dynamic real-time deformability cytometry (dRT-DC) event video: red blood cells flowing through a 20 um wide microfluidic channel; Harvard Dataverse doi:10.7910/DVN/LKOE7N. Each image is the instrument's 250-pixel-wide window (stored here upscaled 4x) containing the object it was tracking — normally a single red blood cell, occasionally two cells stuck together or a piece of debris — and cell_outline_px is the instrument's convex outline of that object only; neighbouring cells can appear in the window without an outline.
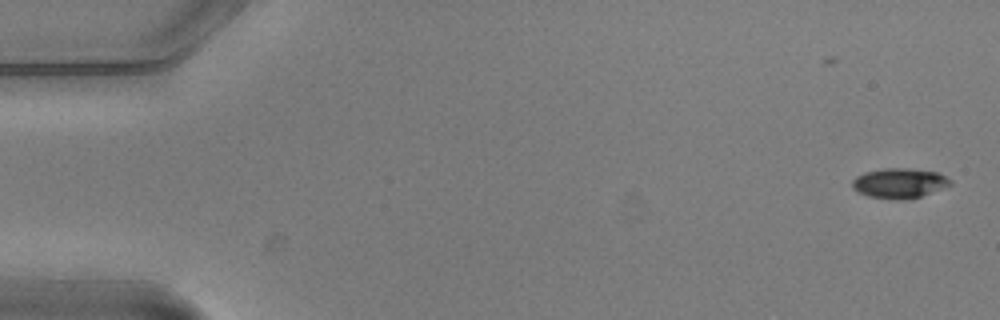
{"species": "common noctule bat (a hibernating species)", "species_latin": "Nyctalus noctula", "temperature_condition": "warm", "stored_images_in_passage": 7, "camera_frame_rate_fps": 3000, "um_per_image_px": 0.085, "animal": {"sex": "male", "body_mass_g": 20.5, "forearm_length_mm": 52.5}, "frame": {"image": 1, "passage_image": 2, "time_ms": 0.333, "image_size_px": [1000, 320], "cell_outline_px": [[952, 184], [920, 196], [908, 200], [896, 200], [868, 196], [852, 188], [852, 180], [856, 176], [864, 172], [884, 168], [908, 168], [936, 172], [952, 180]], "centroid_in_image_um": [76.42, 15.57], "position_along_channel_um": 8.6, "area_um2": 17.05}}
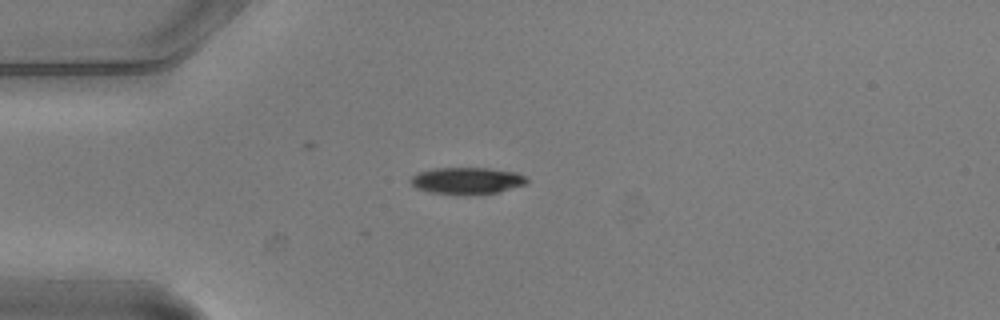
{"frame": {"image": 2, "passage_image": 5, "time_ms": 1.333, "image_size_px": [1000, 320], "cell_outline_px": [[528, 184], [500, 192], [468, 196], [456, 196], [428, 192], [416, 188], [408, 180], [412, 176], [420, 172], [432, 168], [488, 168], [516, 172], [524, 176], [528, 180]], "centroid_in_image_um": [39.69, 15.39], "position_along_channel_um": 45.3, "area_um2": 18.73}}
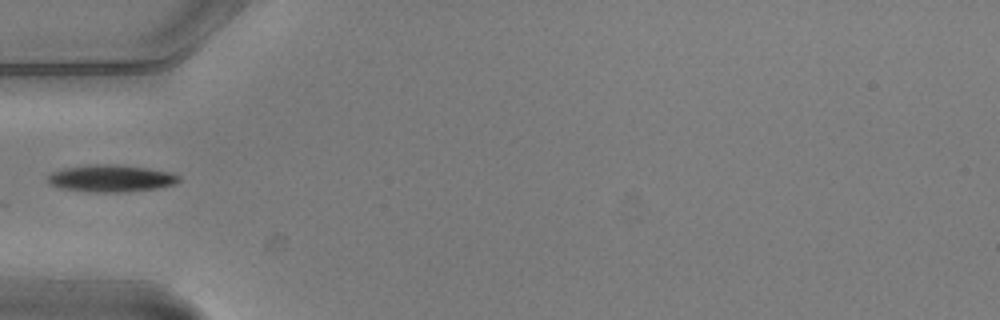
{"frame": {"image": 3, "passage_image": 6, "time_ms": 1.667, "image_size_px": [1000, 320], "cell_outline_px": [[180, 180], [176, 184], [156, 188], [124, 192], [96, 192], [60, 188], [48, 184], [48, 176], [52, 172], [64, 168], [96, 164], [120, 164], [148, 168], [172, 172], [180, 176]], "centroid_in_image_um": [9.47, 15.15], "position_along_channel_um": 75.5, "area_um2": 20.75}}